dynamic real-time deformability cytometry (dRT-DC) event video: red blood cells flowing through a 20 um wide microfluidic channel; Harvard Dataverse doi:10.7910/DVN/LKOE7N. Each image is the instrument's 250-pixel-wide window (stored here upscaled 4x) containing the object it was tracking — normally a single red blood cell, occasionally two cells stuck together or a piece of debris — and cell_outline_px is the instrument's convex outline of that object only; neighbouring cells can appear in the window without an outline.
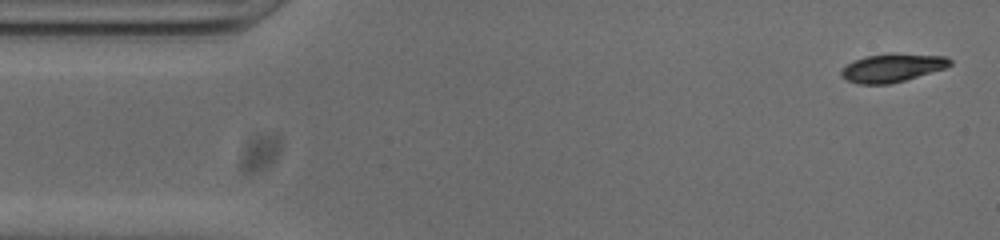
{"species": "common noctule bat (a hibernating species)", "species_latin": "Nyctalus noctula", "temperature_condition": "cold", "stored_images_in_passage": 52, "camera_frame_rate_fps": 3000, "um_per_image_px": 0.085, "animal": {"sex": "male", "body_mass_g": 20.0, "forearm_length_mm": 53.3}, "frame": {"image": 1, "passage_image": 2, "time_ms": 0.333, "image_size_px": [1000, 240], "cell_outline_px": [[952, 64], [944, 68], [904, 80], [888, 84], [860, 84], [848, 80], [840, 76], [840, 72], [852, 60], [864, 56], [892, 52], [948, 56], [952, 60]], "centroid_in_image_um": [75.85, 5.73], "position_along_channel_um": 9.2, "area_um2": 18.09}}
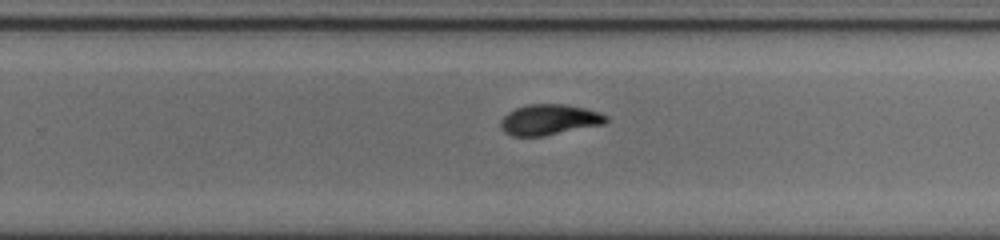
{"frame": {"image": 2, "passage_image": 32, "time_ms": 10.333, "image_size_px": [1000, 240], "cell_outline_px": [[608, 120], [604, 124], [544, 136], [512, 136], [504, 132], [500, 128], [500, 120], [508, 112], [516, 108], [528, 104], [564, 104], [584, 108], [600, 112], [608, 116]], "centroid_in_image_um": [46.68, 10.18], "position_along_channel_um": 283.1, "area_um2": 18.9}}
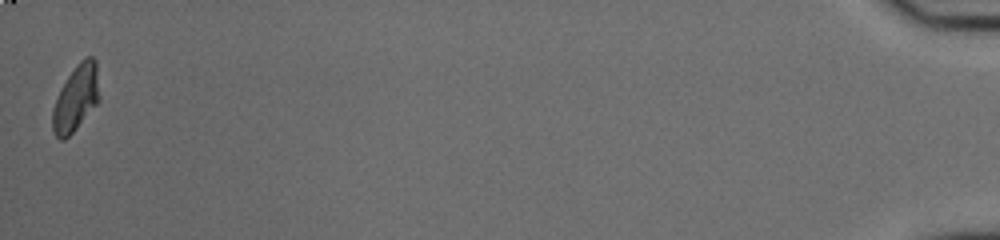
{"frame": {"image": 3, "passage_image": 52, "time_ms": 17.0, "image_size_px": [1000, 240], "cell_outline_px": [[100, 100], [72, 132], [64, 140], [60, 140], [56, 136], [52, 128], [52, 108], [68, 76], [76, 64], [84, 56], [92, 56], [96, 60], [100, 96]], "centroid_in_image_um": [6.48, 8.31], "position_along_channel_um": 428.7, "area_um2": 17.86}, "authors_computed_cell_mechanics": {"area_um2": 18.6405, "velocity_mm_per_s": 3.8064, "shape_relaxation_time_tau1_ms": 5.3446, "shape_relaxation_time_tau2_ms": 3.7931, "deformation_change_tau1": 0.1953, "deformation_change_tau2": 0.0775}}